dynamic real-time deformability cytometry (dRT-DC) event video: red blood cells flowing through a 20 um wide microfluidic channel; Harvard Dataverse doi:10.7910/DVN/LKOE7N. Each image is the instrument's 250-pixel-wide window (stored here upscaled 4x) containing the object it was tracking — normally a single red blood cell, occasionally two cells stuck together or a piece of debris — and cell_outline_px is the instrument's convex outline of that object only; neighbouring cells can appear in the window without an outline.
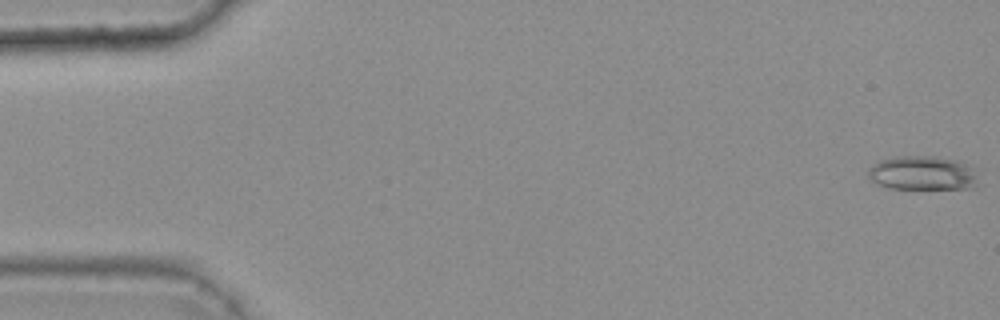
{"species": "common noctule bat (a hibernating species)", "species_latin": "Nyctalus noctula", "temperature_condition": "warm", "stored_images_in_passage": 47, "camera_frame_rate_fps": 3000, "um_per_image_px": 0.085, "animal": {"sex": "female", "body_mass_g": 25.1}, "frame": {"image": 1, "passage_image": 1, "time_ms": 0.0, "image_size_px": [1000, 320], "cell_outline_px": [[980, 184], [972, 188], [892, 188], [880, 184], [872, 180], [868, 176], [868, 168], [872, 164], [880, 160], [892, 156], [936, 156], [956, 160], [972, 168]], "centroid_in_image_um": [78.41, 14.7], "position_along_channel_um": 6.6, "area_um2": 21.79}}
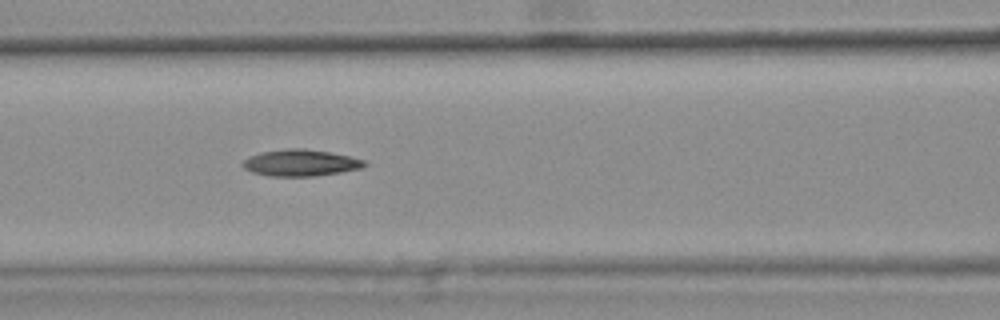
{"frame": {"image": 2, "passage_image": 23, "time_ms": 7.333, "image_size_px": [1000, 320], "cell_outline_px": [[368, 164], [360, 168], [340, 172], [316, 176], [268, 176], [252, 172], [244, 168], [240, 164], [244, 160], [260, 152], [288, 148], [304, 148], [328, 152], [348, 156], [364, 160]], "centroid_in_image_um": [25.52, 13.84], "position_along_channel_um": 141.1, "area_um2": 18.73}}
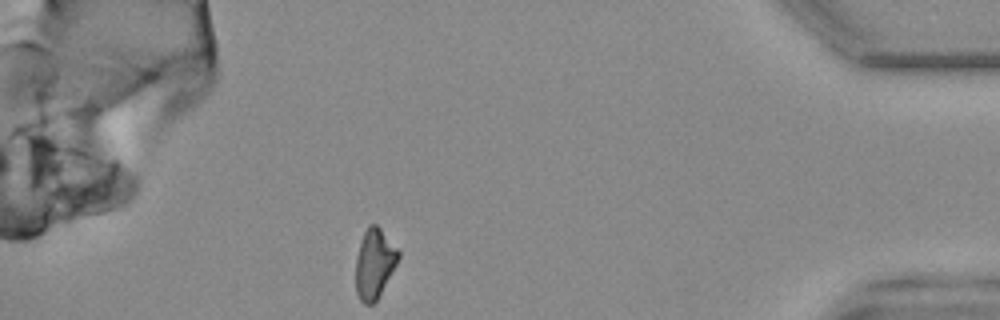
{"frame": {"image": 3, "passage_image": 47, "time_ms": 15.333, "image_size_px": [1000, 320], "cell_outline_px": [[400, 256], [396, 264], [376, 300], [372, 304], [364, 304], [360, 300], [356, 292], [356, 256], [360, 240], [368, 224], [376, 224], [380, 228], [400, 252]], "centroid_in_image_um": [31.8, 22.38], "position_along_channel_um": 403.4, "area_um2": 17.11}, "authors_computed_cell_mechanics": {"area_um2": 18.3804, "velocity_mm_per_s": 3.8298, "shape_relaxation_time_tau1_ms": null, "shape_relaxation_time_tau2_ms": 7.6765, "deformation_change_tau1": null, "deformation_change_tau2": 0.1727}}